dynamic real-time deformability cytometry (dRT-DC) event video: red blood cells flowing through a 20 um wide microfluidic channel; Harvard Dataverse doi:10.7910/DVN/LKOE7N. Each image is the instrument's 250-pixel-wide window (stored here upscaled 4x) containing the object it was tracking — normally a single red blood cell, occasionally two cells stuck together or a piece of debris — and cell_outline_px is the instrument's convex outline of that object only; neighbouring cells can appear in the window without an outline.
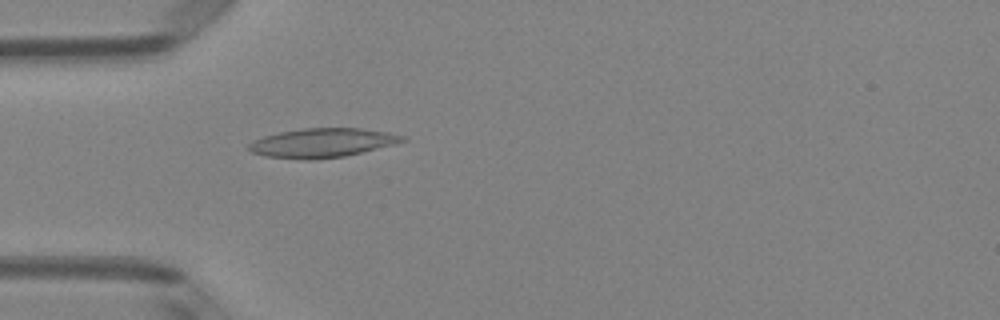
{"species": "Egyptian fruit bat (a non-hibernating species)", "species_latin": "Rousettus aegyptiacus", "temperature_condition": "room temperature", "stored_images_in_passage": 50, "camera_frame_rate_fps": 3000, "um_per_image_px": 0.085, "animal": {"sex": "female"}, "frame": {"image": 1, "passage_image": 15, "time_ms": 4.667, "image_size_px": [1000, 320], "cell_outline_px": [[408, 140], [396, 144], [344, 156], [312, 160], [308, 160], [264, 156], [252, 152], [248, 148], [248, 144], [252, 140], [264, 136], [280, 132], [304, 128], [360, 128], [388, 132], [404, 136]], "centroid_in_image_um": [27.39, 12.14], "position_along_channel_um": 57.6, "area_um2": 26.07}}
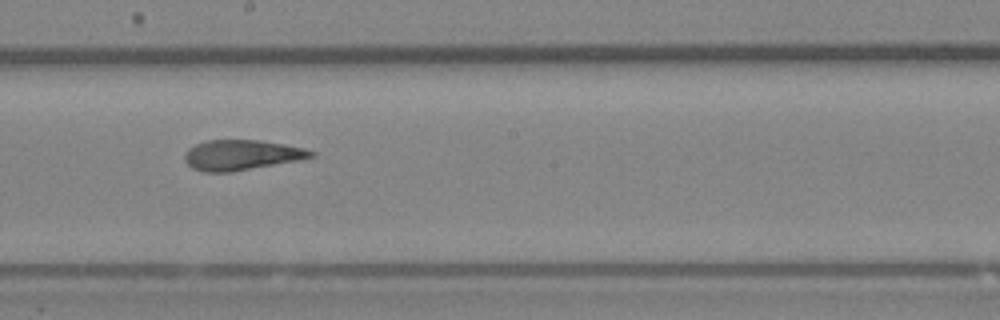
{"frame": {"image": 2, "passage_image": 28, "time_ms": 9.0, "image_size_px": [1000, 320], "cell_outline_px": [[316, 156], [296, 160], [228, 172], [204, 172], [192, 168], [184, 160], [184, 152], [188, 148], [196, 144], [208, 140], [256, 140], [284, 144], [304, 148], [316, 152]], "centroid_in_image_um": [20.48, 13.16], "position_along_channel_um": 227.7, "area_um2": 21.96}}
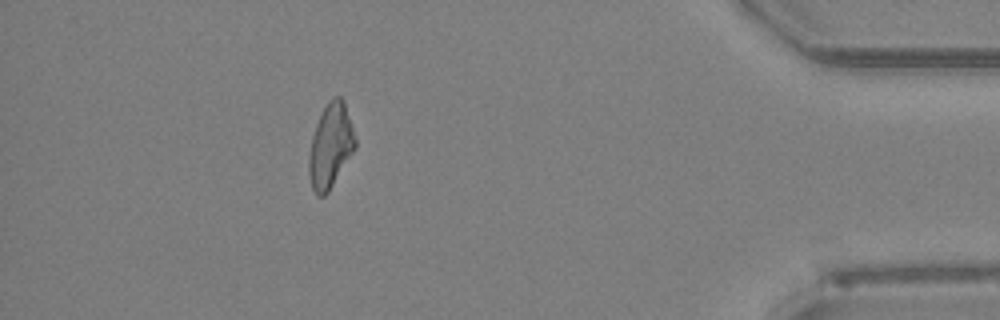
{"frame": {"image": 3, "passage_image": 45, "time_ms": 14.667, "image_size_px": [1000, 320], "cell_outline_px": [[356, 148], [328, 192], [324, 196], [316, 196], [312, 188], [308, 172], [308, 156], [312, 136], [316, 124], [328, 100], [332, 96], [340, 96], [344, 100], [356, 140]], "centroid_in_image_um": [28.08, 12.4], "position_along_channel_um": 407.1, "area_um2": 22.77}, "authors_computed_cell_mechanics": {"area_um2": 23.2934, "velocity_mm_per_s": 4.037, "shape_relaxation_time_tau1_ms": null, "shape_relaxation_time_tau2_ms": 2.312, "deformation_change_tau1": null, "deformation_change_tau2": 0.0979}}